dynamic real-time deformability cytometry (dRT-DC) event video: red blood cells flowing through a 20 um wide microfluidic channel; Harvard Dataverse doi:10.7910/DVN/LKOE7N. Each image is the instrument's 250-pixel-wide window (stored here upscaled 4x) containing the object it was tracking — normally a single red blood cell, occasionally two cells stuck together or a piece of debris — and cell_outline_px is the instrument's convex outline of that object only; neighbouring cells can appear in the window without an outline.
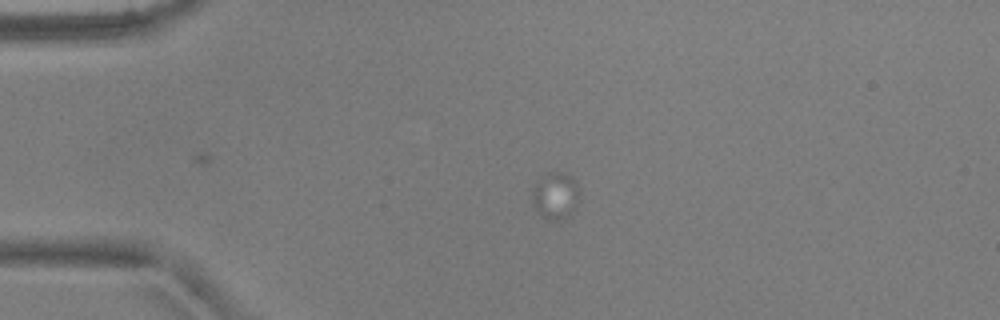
{"species": "common noctule bat (a hibernating species)", "species_latin": "Nyctalus noctula", "temperature_condition": "warm", "stored_images_in_passage": 5, "camera_frame_rate_fps": 3000, "um_per_image_px": 0.085, "animal": {"sex": "male", "body_mass_g": 17.9, "forearm_length_mm": 54.2}, "frame": {"image": 1, "passage_image": 4, "time_ms": 1.0, "image_size_px": [1000, 320], "cell_outline_px": [[576, 208], [568, 216], [560, 220], [552, 220], [544, 216], [532, 204], [532, 192], [536, 184], [548, 172], [564, 172], [576, 180]], "centroid_in_image_um": [47.2, 16.62], "position_along_channel_um": 37.8, "area_um2": 12.37}}